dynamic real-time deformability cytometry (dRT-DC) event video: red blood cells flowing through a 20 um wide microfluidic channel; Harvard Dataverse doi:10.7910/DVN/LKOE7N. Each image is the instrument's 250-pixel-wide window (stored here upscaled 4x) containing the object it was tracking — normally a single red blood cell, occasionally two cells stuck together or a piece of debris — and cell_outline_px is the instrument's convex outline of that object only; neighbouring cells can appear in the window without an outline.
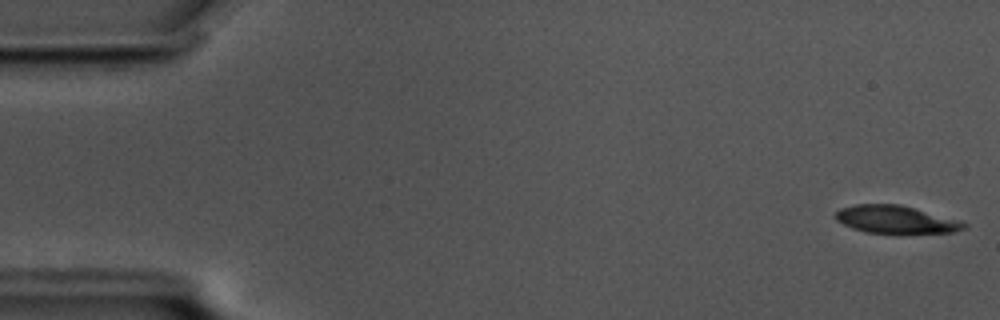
{"species": "common noctule bat (a hibernating species)", "species_latin": "Nyctalus noctula", "temperature_condition": "cold", "stored_images_in_passage": 58, "camera_frame_rate_fps": 3000, "um_per_image_px": 0.085, "animal": {"sex": "male", "body_mass_g": 17.5, "forearm_length_mm": 52.3}, "frame": {"image": 1, "passage_image": 1, "time_ms": 0.0, "image_size_px": [1000, 320], "cell_outline_px": [[968, 228], [952, 232], [864, 232], [852, 228], [836, 220], [832, 216], [840, 208], [856, 204], [900, 204], [960, 220], [968, 224]], "centroid_in_image_um": [76.13, 18.64], "position_along_channel_um": 8.9, "area_um2": 20.58}}
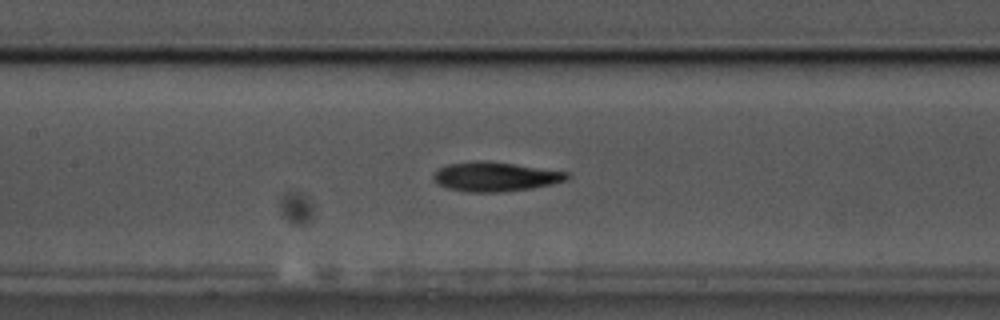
{"frame": {"image": 2, "passage_image": 26, "time_ms": 8.333, "image_size_px": [1000, 320], "cell_outline_px": [[572, 176], [568, 180], [532, 188], [500, 192], [472, 192], [448, 188], [432, 180], [432, 176], [440, 168], [448, 164], [472, 160], [488, 160], [568, 172]], "centroid_in_image_um": [42.11, 15.0], "position_along_channel_um": 165.3, "area_um2": 22.89}}
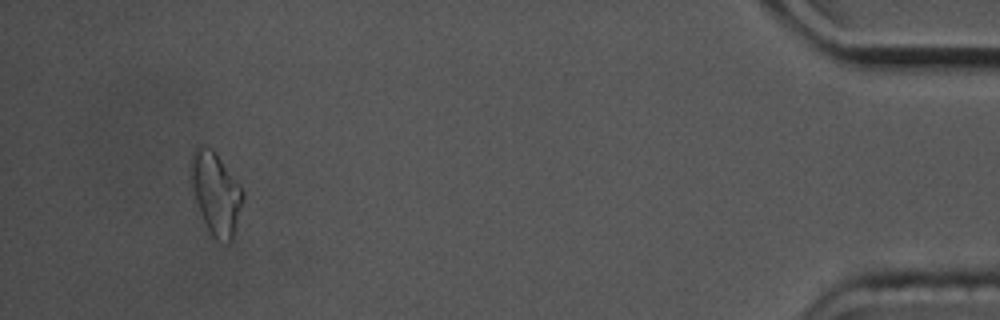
{"frame": {"image": 3, "passage_image": 54, "time_ms": 17.667, "image_size_px": [1000, 320], "cell_outline_px": [[244, 200], [232, 240], [228, 244], [216, 240], [212, 236], [200, 212], [188, 180], [192, 152], [200, 144], [212, 148], [216, 152], [244, 192]], "centroid_in_image_um": [18.32, 16.41], "position_along_channel_um": 416.9, "area_um2": 25.2}}